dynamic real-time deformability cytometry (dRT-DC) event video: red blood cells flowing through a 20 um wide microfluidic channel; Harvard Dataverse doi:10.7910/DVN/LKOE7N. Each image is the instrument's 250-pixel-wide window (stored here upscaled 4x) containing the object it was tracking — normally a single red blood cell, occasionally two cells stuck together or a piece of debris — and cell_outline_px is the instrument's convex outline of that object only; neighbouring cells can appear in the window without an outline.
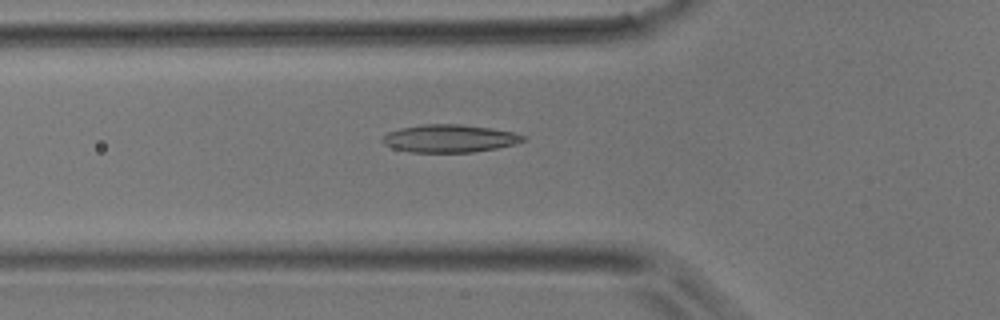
{"species": "common noctule bat (a hibernating species)", "species_latin": "Nyctalus noctula", "temperature_condition": "room temperature", "stored_images_in_passage": 32, "camera_frame_rate_fps": 3000, "um_per_image_px": 0.085, "animal": {"sex": "male", "body_mass_g": 17.9}, "frame": {"image": 1, "passage_image": 2, "time_ms": 0.333, "image_size_px": [1000, 320], "cell_outline_px": [[528, 136], [524, 140], [516, 144], [496, 148], [472, 152], [408, 152], [392, 148], [384, 144], [380, 140], [380, 136], [388, 132], [400, 128], [424, 124], [460, 124], [488, 128], [512, 132]], "centroid_in_image_um": [38.16, 11.77], "position_along_channel_um": 87.6, "area_um2": 22.83}}
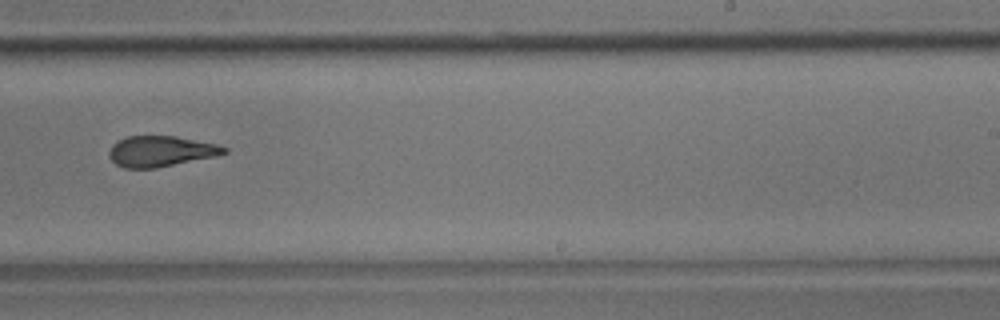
{"frame": {"image": 2, "passage_image": 15, "time_ms": 4.667, "image_size_px": [1000, 320], "cell_outline_px": [[228, 152], [212, 156], [156, 168], [124, 168], [116, 164], [108, 156], [108, 152], [112, 144], [128, 136], [176, 136], [216, 144], [228, 148]], "centroid_in_image_um": [13.62, 12.85], "position_along_channel_um": 275.4, "area_um2": 20.29}}
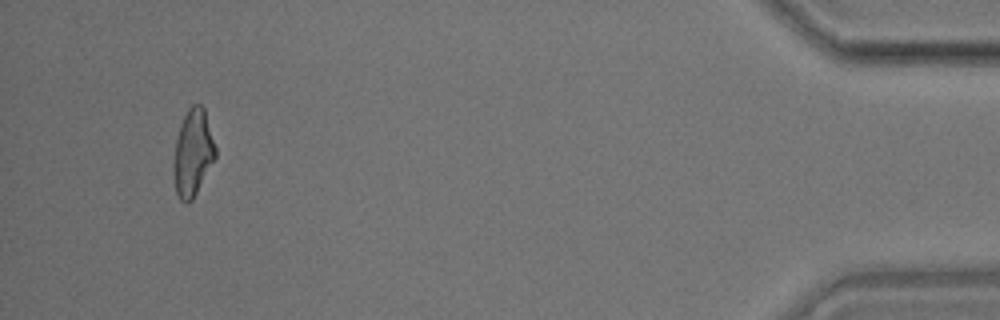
{"frame": {"image": 3, "passage_image": 30, "time_ms": 9.667, "image_size_px": [1000, 320], "cell_outline_px": [[216, 156], [192, 200], [188, 204], [180, 200], [176, 192], [172, 172], [172, 164], [176, 140], [180, 124], [188, 108], [192, 104], [200, 104], [204, 108], [216, 148]], "centroid_in_image_um": [16.37, 13.0], "position_along_channel_um": 418.8, "area_um2": 21.15}}